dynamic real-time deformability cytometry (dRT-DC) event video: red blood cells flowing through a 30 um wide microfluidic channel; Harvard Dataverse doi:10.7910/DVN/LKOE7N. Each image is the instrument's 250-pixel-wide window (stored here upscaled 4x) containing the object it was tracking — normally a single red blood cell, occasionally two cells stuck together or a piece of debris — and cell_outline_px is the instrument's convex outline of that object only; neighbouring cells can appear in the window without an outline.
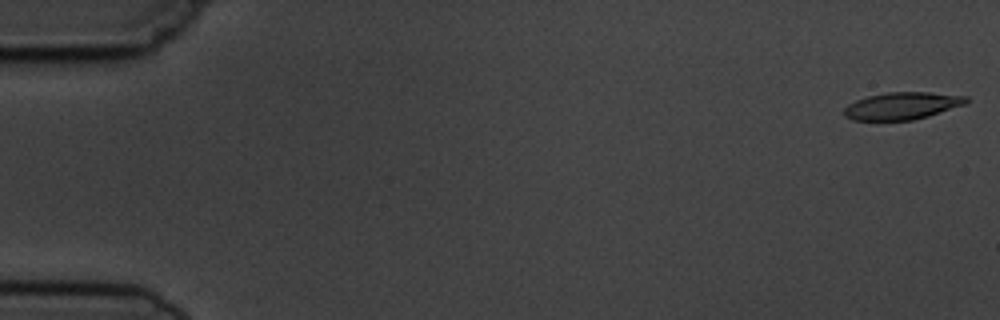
{"species": "common noctule bat (a hibernating species)", "species_latin": "Nyctalus noctula", "temperature_condition": "cold", "stored_images_in_passage": 6, "camera_frame_rate_fps": 3000, "um_per_image_px": 0.085, "animal": {"sex": "male", "body_mass_g": 19.5, "forearm_length_mm": 54.6}, "frame": {"image": 1, "passage_image": 1, "time_ms": 0.0, "image_size_px": [1000, 320], "cell_outline_px": [[968, 100], [964, 104], [928, 116], [912, 120], [852, 120], [844, 116], [844, 108], [848, 104], [856, 100], [868, 96], [888, 92], [928, 92], [968, 96]], "centroid_in_image_um": [76.65, 8.99], "position_along_channel_um": 8.4, "area_um2": 19.25}}
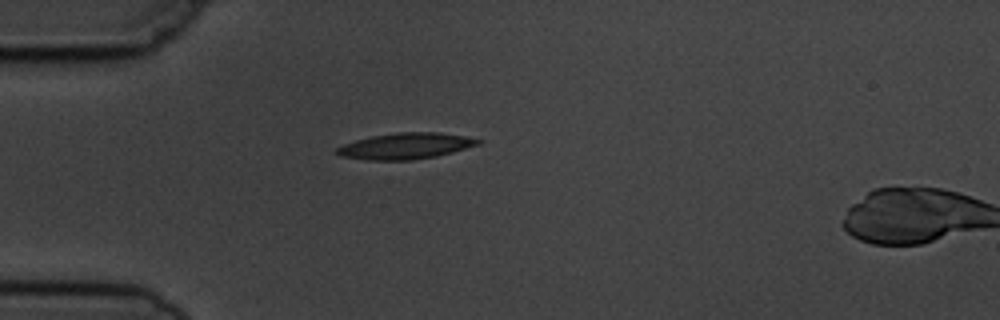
{"frame": {"image": 2, "passage_image": 5, "time_ms": 4.667, "image_size_px": [1000, 320], "cell_outline_px": [[484, 140], [480, 144], [452, 152], [436, 156], [412, 160], [364, 160], [340, 156], [336, 152], [336, 148], [344, 144], [356, 140], [372, 136], [400, 132], [440, 132], [464, 136]], "centroid_in_image_um": [34.48, 12.41], "position_along_channel_um": 50.5, "area_um2": 21.44}}